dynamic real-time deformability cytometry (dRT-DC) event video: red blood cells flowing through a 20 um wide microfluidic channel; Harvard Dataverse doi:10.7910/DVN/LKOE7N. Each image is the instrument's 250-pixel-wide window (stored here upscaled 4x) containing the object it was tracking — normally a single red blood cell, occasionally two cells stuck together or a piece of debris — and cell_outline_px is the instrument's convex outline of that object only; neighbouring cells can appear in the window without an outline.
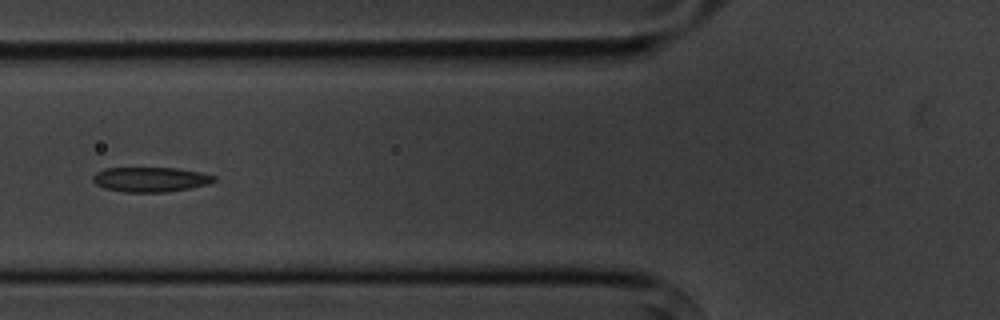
{"species": "common noctule bat (a hibernating species)", "species_latin": "Nyctalus noctula", "temperature_condition": "cold", "stored_images_in_passage": 9, "camera_frame_rate_fps": 3000, "um_per_image_px": 0.085, "animal": {"sex": "male", "body_mass_g": 20.1, "forearm_length_mm": 53.5}, "frame": {"image": 1, "passage_image": 4, "time_ms": 4.333, "image_size_px": [1000, 320], "cell_outline_px": [[216, 180], [208, 184], [192, 188], [164, 192], [124, 192], [104, 188], [96, 184], [92, 180], [92, 176], [96, 172], [104, 168], [176, 168], [200, 172], [216, 176]], "centroid_in_image_um": [12.78, 15.25], "position_along_channel_um": 113.0, "area_um2": 17.57}}
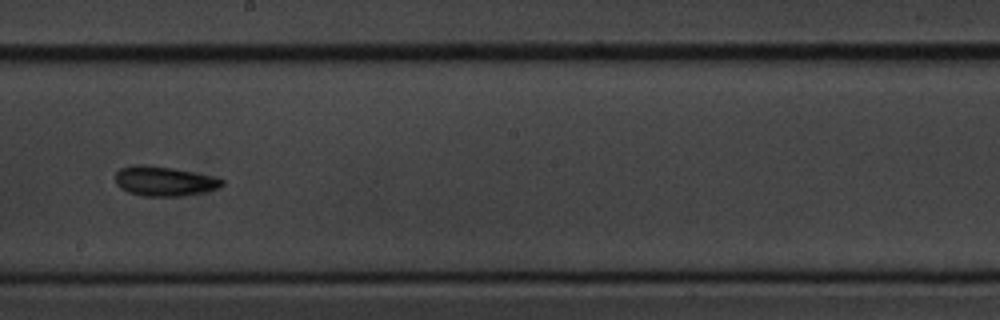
{"frame": {"image": 2, "passage_image": 7, "time_ms": 7.667, "image_size_px": [1000, 320], "cell_outline_px": [[224, 184], [220, 188], [204, 192], [180, 196], [144, 196], [128, 192], [120, 188], [116, 184], [116, 172], [120, 168], [132, 164], [136, 164], [172, 168], [212, 176], [224, 180]], "centroid_in_image_um": [13.95, 15.4], "position_along_channel_um": 234.3, "area_um2": 18.38}}
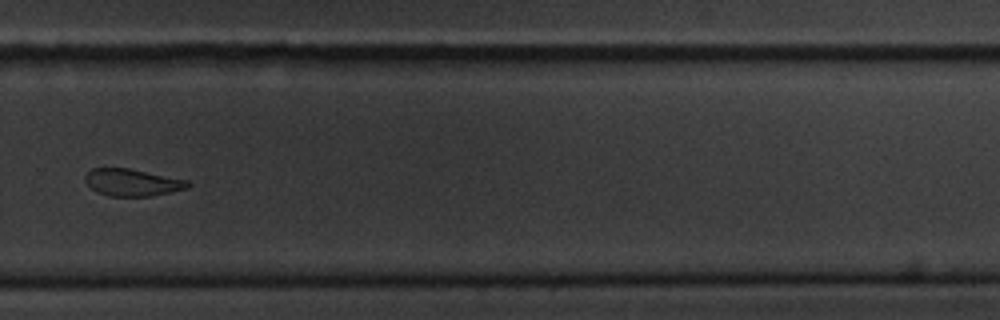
{"frame": {"image": 3, "passage_image": 9, "time_ms": 10.0, "image_size_px": [1000, 320], "cell_outline_px": [[192, 184], [188, 188], [152, 196], [108, 196], [96, 192], [84, 180], [84, 176], [92, 168], [128, 168], [188, 180]], "centroid_in_image_um": [11.25, 15.51], "position_along_channel_um": 318.6, "area_um2": 16.24}}